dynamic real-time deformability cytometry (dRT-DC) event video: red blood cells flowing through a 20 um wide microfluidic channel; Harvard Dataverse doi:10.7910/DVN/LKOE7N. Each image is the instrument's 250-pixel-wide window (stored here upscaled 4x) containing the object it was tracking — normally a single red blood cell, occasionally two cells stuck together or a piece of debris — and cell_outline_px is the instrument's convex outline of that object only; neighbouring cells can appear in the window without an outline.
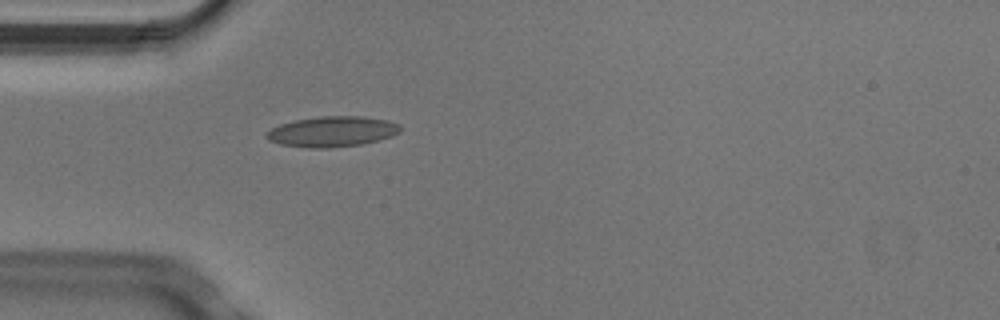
{"species": "Egyptian fruit bat (a non-hibernating species)", "species_latin": "Rousettus aegyptiacus", "temperature_condition": "cold", "stored_images_in_passage": 5, "camera_frame_rate_fps": 3000, "um_per_image_px": 0.085, "animal": {"sex": "male"}, "frame": {"image": 1, "passage_image": 5, "time_ms": 1.333, "image_size_px": [1000, 320], "cell_outline_px": [[400, 132], [392, 136], [360, 144], [332, 148], [312, 148], [280, 144], [268, 140], [264, 136], [264, 132], [280, 124], [296, 120], [320, 116], [360, 116], [388, 120], [400, 124]], "centroid_in_image_um": [28.21, 11.18], "position_along_channel_um": 56.8, "area_um2": 23.76}}